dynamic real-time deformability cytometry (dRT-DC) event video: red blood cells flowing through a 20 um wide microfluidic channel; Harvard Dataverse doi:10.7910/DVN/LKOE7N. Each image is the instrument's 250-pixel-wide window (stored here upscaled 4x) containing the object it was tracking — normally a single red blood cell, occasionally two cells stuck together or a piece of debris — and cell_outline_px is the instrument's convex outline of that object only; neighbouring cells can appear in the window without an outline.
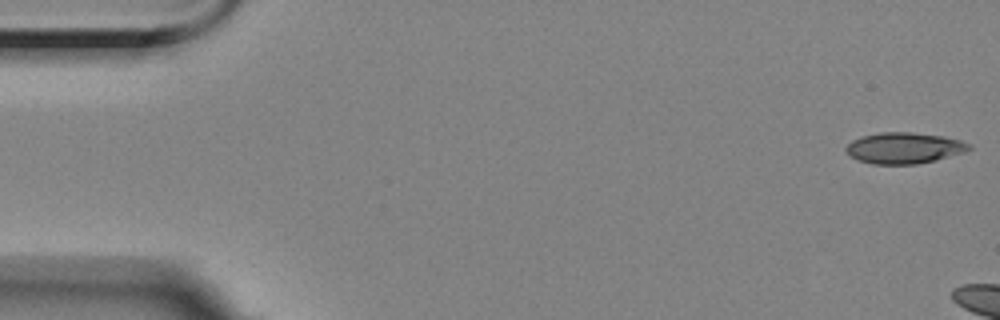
{"species": "Egyptian fruit bat (a non-hibernating species)", "species_latin": "Rousettus aegyptiacus", "temperature_condition": "room temperature", "stored_images_in_passage": 4, "camera_frame_rate_fps": 3000, "um_per_image_px": 0.085, "animal": {"sex": "female"}, "frame": {"image": 1, "passage_image": 1, "time_ms": 0.0, "image_size_px": [1000, 320], "cell_outline_px": [[972, 148], [964, 152], [936, 160], [916, 164], [872, 164], [860, 160], [852, 156], [844, 148], [852, 140], [860, 136], [880, 132], [912, 132], [944, 136], [960, 140], [972, 144]], "centroid_in_image_um": [76.87, 12.57], "position_along_channel_um": 8.1, "area_um2": 22.31}}